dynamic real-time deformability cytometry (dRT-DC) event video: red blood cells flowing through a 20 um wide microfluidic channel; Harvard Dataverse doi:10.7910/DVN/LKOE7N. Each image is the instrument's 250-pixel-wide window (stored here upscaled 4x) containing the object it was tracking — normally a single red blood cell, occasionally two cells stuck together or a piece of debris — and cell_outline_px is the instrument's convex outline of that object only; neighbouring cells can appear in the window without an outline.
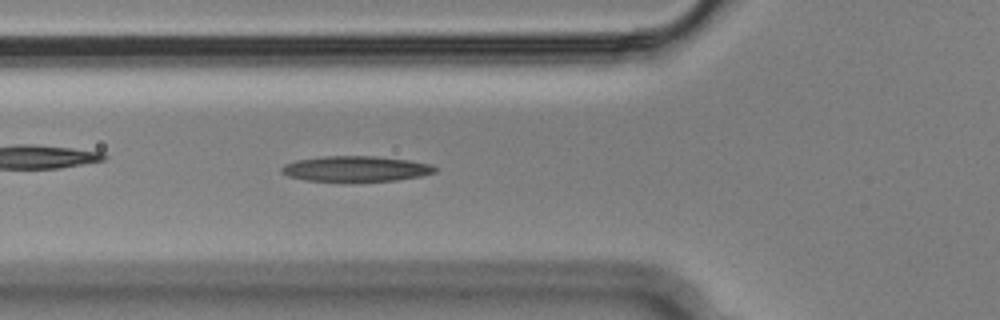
{"species": "Egyptian fruit bat (a non-hibernating species)", "species_latin": "Rousettus aegyptiacus", "temperature_condition": "cold", "stored_images_in_passage": 53, "camera_frame_rate_fps": 3000, "um_per_image_px": 0.085, "animal": {"sex": "male"}, "frame": {"image": 1, "passage_image": 18, "time_ms": 5.667, "image_size_px": [1000, 320], "cell_outline_px": [[436, 172], [420, 176], [396, 180], [304, 180], [288, 176], [280, 172], [280, 168], [284, 164], [296, 160], [324, 156], [376, 156], [408, 160], [432, 164], [436, 168]], "centroid_in_image_um": [30.22, 14.32], "position_along_channel_um": 95.6, "area_um2": 22.43}}
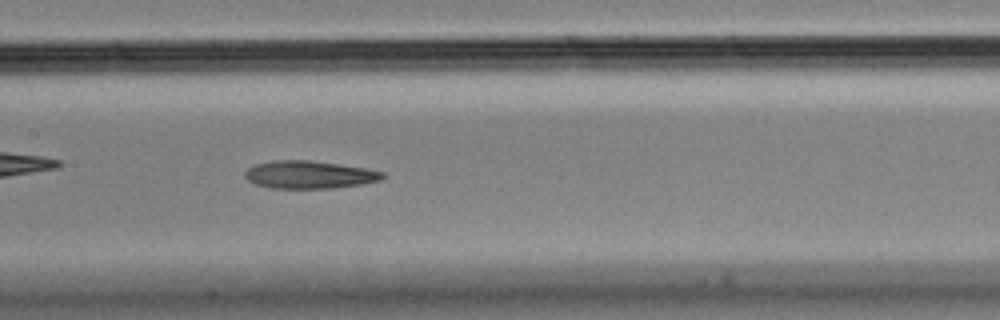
{"frame": {"image": 2, "passage_image": 25, "time_ms": 8.0, "image_size_px": [1000, 320], "cell_outline_px": [[384, 176], [380, 180], [360, 184], [332, 188], [272, 188], [256, 184], [248, 180], [244, 176], [244, 172], [248, 168], [256, 164], [276, 160], [308, 160], [364, 168], [384, 172]], "centroid_in_image_um": [26.25, 14.85], "position_along_channel_um": 181.1, "area_um2": 21.91}}
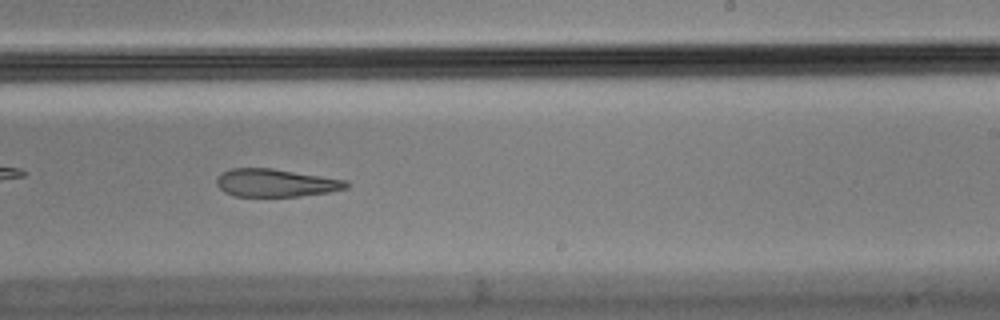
{"frame": {"image": 3, "passage_image": 32, "time_ms": 10.333, "image_size_px": [1000, 320], "cell_outline_px": [[352, 184], [348, 188], [328, 192], [300, 196], [232, 196], [224, 192], [216, 184], [216, 180], [224, 172], [232, 168], [272, 168], [348, 180]], "centroid_in_image_um": [23.49, 15.54], "position_along_channel_um": 265.5, "area_um2": 21.1}}